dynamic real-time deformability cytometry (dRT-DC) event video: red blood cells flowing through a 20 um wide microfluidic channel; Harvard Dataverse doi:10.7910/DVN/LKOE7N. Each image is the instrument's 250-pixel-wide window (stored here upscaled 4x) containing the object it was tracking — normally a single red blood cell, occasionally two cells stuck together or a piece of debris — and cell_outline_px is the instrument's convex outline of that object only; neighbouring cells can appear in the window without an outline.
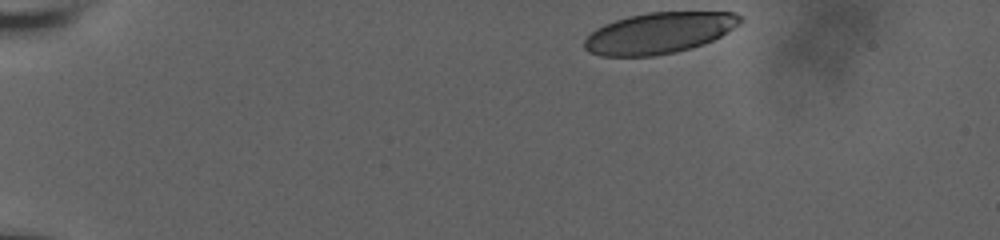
{"species": "human", "species_latin": "Homo sapiens", "temperature_condition": "room temperature", "stored_images_in_passage": 8, "camera_frame_rate_fps": 3000, "um_per_image_px": 0.085, "donor": {"sex": "male"}, "frame": {"image": 1, "passage_image": 1, "time_ms": 0.0, "image_size_px": [1000, 240], "cell_outline_px": [[744, 20], [740, 24], [720, 36], [704, 44], [676, 52], [652, 56], [600, 56], [588, 52], [584, 48], [584, 40], [596, 28], [604, 24], [628, 16], [648, 12], [736, 12], [744, 16]], "centroid_in_image_um": [56.04, 2.8], "position_along_channel_um": 29.0, "area_um2": 37.45}}
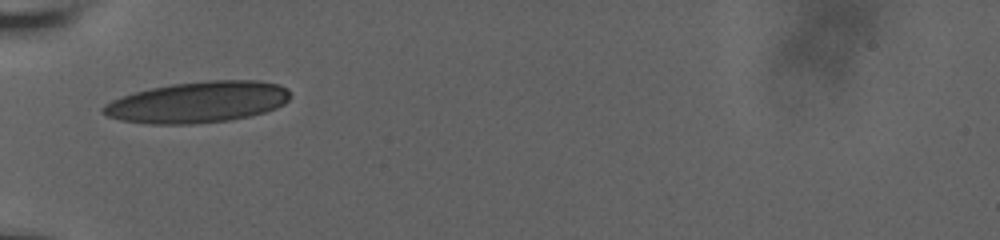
{"frame": {"image": 2, "passage_image": 6, "time_ms": 3.667, "image_size_px": [1000, 240], "cell_outline_px": [[288, 100], [284, 104], [276, 108], [264, 112], [248, 116], [228, 120], [192, 124], [148, 124], [120, 120], [108, 116], [100, 112], [100, 108], [104, 104], [112, 100], [136, 92], [152, 88], [172, 84], [208, 80], [260, 80], [280, 84], [288, 88]], "centroid_in_image_um": [16.81, 8.68], "position_along_channel_um": 68.2, "area_um2": 44.85}}
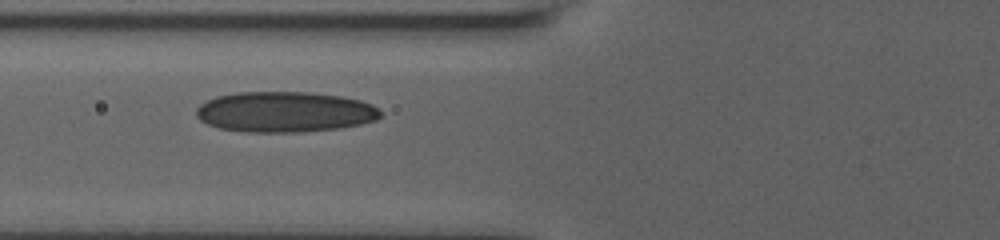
{"frame": {"image": 3, "passage_image": 7, "time_ms": 4.667, "image_size_px": [1000, 240], "cell_outline_px": [[380, 116], [376, 120], [360, 124], [340, 128], [300, 132], [248, 132], [220, 128], [208, 124], [200, 120], [196, 116], [196, 108], [200, 104], [216, 96], [236, 92], [312, 92], [340, 96], [360, 100], [372, 104], [380, 108]], "centroid_in_image_um": [24.21, 9.51], "position_along_channel_um": 101.6, "area_um2": 43.7}}